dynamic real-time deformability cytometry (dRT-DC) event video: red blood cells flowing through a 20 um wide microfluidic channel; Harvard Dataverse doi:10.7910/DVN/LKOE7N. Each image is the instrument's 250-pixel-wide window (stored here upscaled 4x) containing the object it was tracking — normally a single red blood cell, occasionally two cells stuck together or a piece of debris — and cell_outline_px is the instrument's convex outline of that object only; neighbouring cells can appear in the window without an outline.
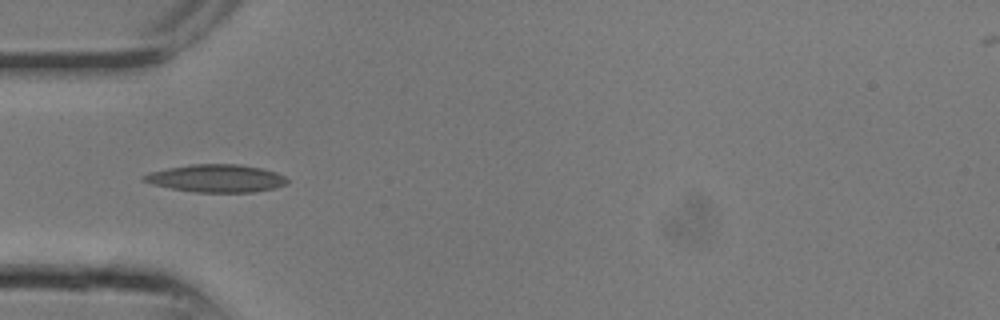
{"species": "common noctule bat (a hibernating species)", "species_latin": "Nyctalus noctula", "temperature_condition": "room temperature", "stored_images_in_passage": 3, "camera_frame_rate_fps": 3000, "um_per_image_px": 0.085, "animal": {"sex": "male", "body_mass_g": 13.3}, "frame": {"image": 1, "passage_image": 2, "time_ms": 0.333, "image_size_px": [1000, 320], "cell_outline_px": [[288, 184], [276, 188], [256, 192], [196, 192], [172, 188], [152, 184], [140, 180], [148, 172], [168, 168], [192, 164], [240, 164], [260, 168], [276, 172], [284, 176], [288, 180]], "centroid_in_image_um": [18.41, 15.16], "position_along_channel_um": 66.6, "area_um2": 23.18}}